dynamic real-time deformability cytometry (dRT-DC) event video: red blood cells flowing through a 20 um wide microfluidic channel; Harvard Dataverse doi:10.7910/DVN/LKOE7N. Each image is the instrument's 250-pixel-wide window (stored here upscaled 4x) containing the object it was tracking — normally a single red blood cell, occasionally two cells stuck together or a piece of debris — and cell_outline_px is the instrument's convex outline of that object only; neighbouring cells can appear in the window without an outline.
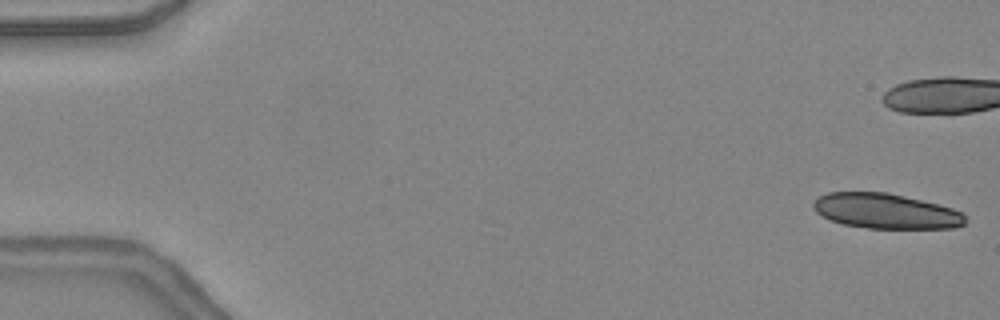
{"species": "common noctule bat (a hibernating species)", "species_latin": "Nyctalus noctula", "temperature_condition": "warm", "stored_images_in_passage": 21, "camera_frame_rate_fps": 3000, "um_per_image_px": 0.085, "animal": {"sex": "female", "body_mass_g": 24.6, "forearm_length_mm": 56.2}, "frame": {"image": 1, "passage_image": 1, "time_ms": 0.0, "image_size_px": [1000, 320], "cell_outline_px": [[964, 224], [956, 228], [868, 228], [844, 224], [832, 220], [816, 212], [812, 208], [812, 204], [820, 196], [828, 192], [888, 192], [952, 208], [964, 212]], "centroid_in_image_um": [75.29, 17.94], "position_along_channel_um": 9.7, "area_um2": 30.81}}